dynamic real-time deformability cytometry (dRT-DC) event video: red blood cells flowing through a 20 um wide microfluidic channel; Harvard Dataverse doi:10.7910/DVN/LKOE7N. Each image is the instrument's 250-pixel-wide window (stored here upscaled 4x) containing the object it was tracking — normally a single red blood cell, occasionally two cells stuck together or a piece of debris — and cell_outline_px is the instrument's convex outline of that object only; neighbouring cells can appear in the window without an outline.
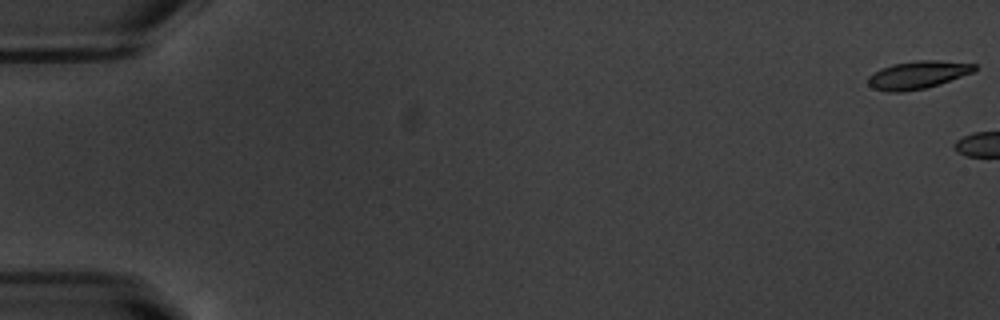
{"species": "common noctule bat (a hibernating species)", "species_latin": "Nyctalus noctula", "temperature_condition": "warm", "stored_images_in_passage": 5, "camera_frame_rate_fps": 3000, "um_per_image_px": 0.085, "animal": {"sex": "male", "body_mass_g": 20.1, "forearm_length_mm": 53.5}, "frame": {"image": 1, "passage_image": 1, "time_ms": 0.0, "image_size_px": [1000, 320], "cell_outline_px": [[976, 68], [972, 72], [940, 84], [924, 88], [900, 92], [888, 92], [872, 88], [868, 84], [868, 76], [880, 68], [892, 64], [920, 60], [936, 60], [976, 64]], "centroid_in_image_um": [77.96, 6.36], "position_along_channel_um": 7.0, "area_um2": 17.11}}